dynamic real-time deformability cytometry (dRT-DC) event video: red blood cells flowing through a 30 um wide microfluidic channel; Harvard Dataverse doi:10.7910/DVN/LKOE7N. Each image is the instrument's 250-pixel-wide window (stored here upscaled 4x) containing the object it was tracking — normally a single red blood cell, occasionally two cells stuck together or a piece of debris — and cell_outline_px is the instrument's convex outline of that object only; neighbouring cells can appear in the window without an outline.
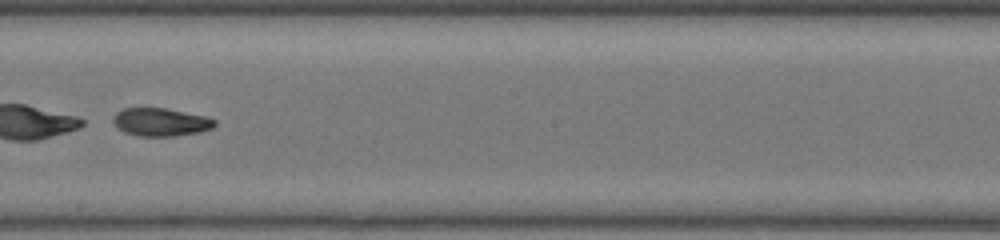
{"species": "common noctule bat (a hibernating species)", "species_latin": "Nyctalus noctula", "temperature_condition": "warm", "stored_images_in_passage": 34, "camera_frame_rate_fps": 3000, "um_per_image_px": 0.085, "animal": {"sex": "female", "body_mass_g": 17.0, "forearm_length_mm": 48.0}, "frame": {"image": 1, "passage_image": 15, "time_ms": 4.667, "image_size_px": [1000, 240], "cell_outline_px": [[216, 124], [212, 128], [200, 132], [176, 136], [136, 136], [124, 132], [116, 128], [112, 120], [112, 116], [116, 112], [124, 108], [164, 108], [204, 116], [216, 120]], "centroid_in_image_um": [13.61, 10.38], "position_along_channel_um": 234.6, "area_um2": 16.7}, "authors_computed_cell_mechanics": {"area_um2": 18.3804, "velocity_mm_per_s": 4.2647, "shape_relaxation_time_tau1_ms": 1.0162, "shape_relaxation_time_tau2_ms": 2.3557, "deformation_change_tau1": 0.2702, "deformation_change_tau2": 0.0854}}